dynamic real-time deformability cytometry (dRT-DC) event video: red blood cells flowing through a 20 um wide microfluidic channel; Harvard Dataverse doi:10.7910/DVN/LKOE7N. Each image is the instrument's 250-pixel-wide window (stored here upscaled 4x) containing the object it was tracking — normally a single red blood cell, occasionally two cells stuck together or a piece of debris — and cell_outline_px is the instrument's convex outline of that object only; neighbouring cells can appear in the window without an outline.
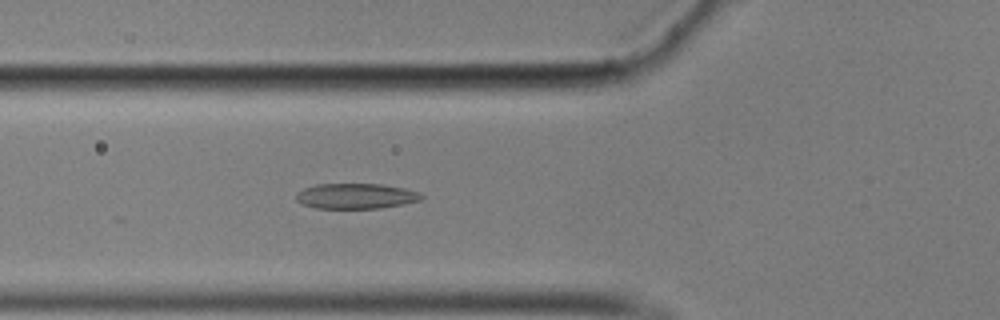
{"species": "common noctule bat (a hibernating species)", "species_latin": "Nyctalus noctula", "temperature_condition": "cold", "stored_images_in_passage": 43, "camera_frame_rate_fps": 3000, "um_per_image_px": 0.085, "animal": {"sex": "male", "body_mass_g": 17.9}, "frame": {"image": 1, "passage_image": 13, "time_ms": 4.0, "image_size_px": [1000, 320], "cell_outline_px": [[424, 196], [420, 200], [380, 208], [316, 208], [300, 204], [296, 200], [296, 196], [304, 188], [316, 184], [380, 184], [404, 188], [420, 192]], "centroid_in_image_um": [30.24, 16.66], "position_along_channel_um": 95.6, "area_um2": 18.38}}
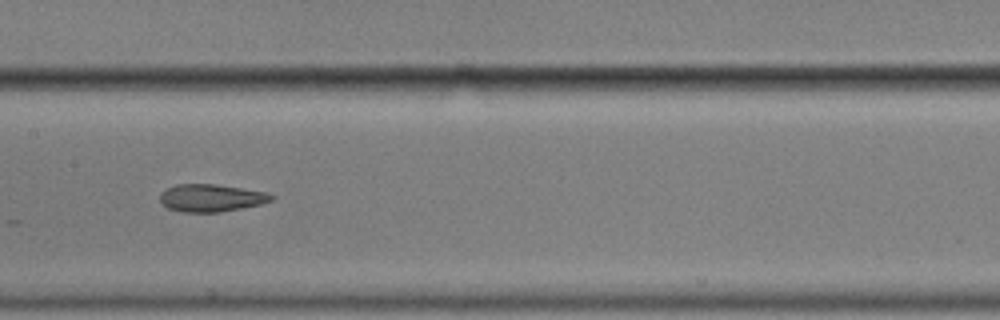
{"frame": {"image": 2, "passage_image": 21, "time_ms": 6.667, "image_size_px": [1000, 320], "cell_outline_px": [[276, 196], [272, 200], [260, 204], [220, 212], [180, 212], [168, 208], [160, 200], [160, 192], [176, 184], [216, 184], [264, 192]], "centroid_in_image_um": [17.92, 16.82], "position_along_channel_um": 189.5, "area_um2": 17.69}}
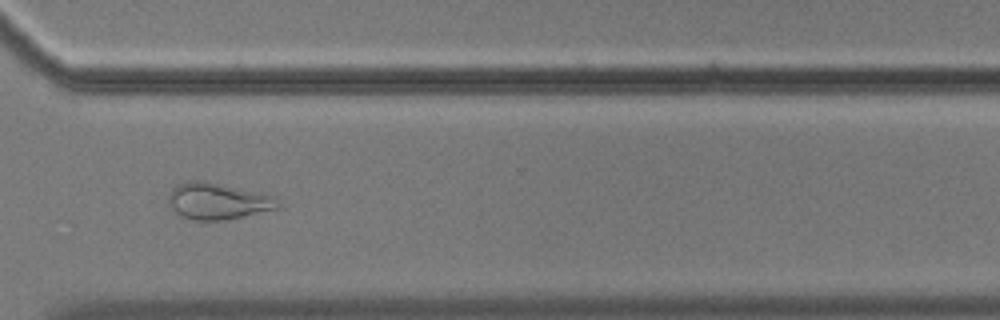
{"frame": {"image": 3, "passage_image": 35, "time_ms": 11.333, "image_size_px": [1000, 320], "cell_outline_px": [[280, 208], [224, 220], [196, 220], [184, 216], [176, 212], [168, 204], [168, 192], [176, 184], [196, 180], [204, 180], [264, 192], [276, 196], [280, 204]], "centroid_in_image_um": [18.55, 17.07], "position_along_channel_um": 352.0, "area_um2": 23.58}, "authors_computed_cell_mechanics": {"area_um2": 18.6116, "velocity_mm_per_s": 3.4894, "shape_relaxation_time_tau1_ms": null, "shape_relaxation_time_tau2_ms": 2.0837, "deformation_change_tau1": null, "deformation_change_tau2": 0.0906}}